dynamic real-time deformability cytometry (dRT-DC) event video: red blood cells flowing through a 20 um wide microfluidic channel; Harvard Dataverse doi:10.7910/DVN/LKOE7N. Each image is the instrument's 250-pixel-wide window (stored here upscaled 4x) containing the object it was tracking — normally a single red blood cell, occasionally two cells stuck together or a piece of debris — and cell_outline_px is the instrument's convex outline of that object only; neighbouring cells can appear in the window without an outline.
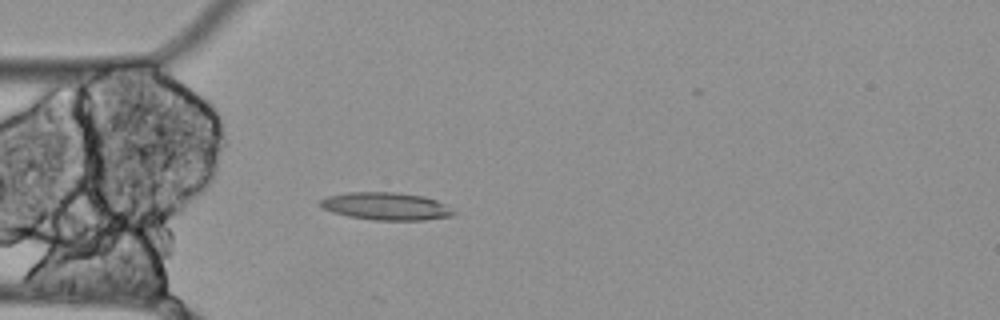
{"species": "Egyptian fruit bat (a non-hibernating species)", "species_latin": "Rousettus aegyptiacus", "temperature_condition": "cold", "stored_images_in_passage": 30, "segment_of_instrument_passage": [1, 2], "camera_frame_rate_fps": 3000, "um_per_image_px": 0.085, "animal": {"sex": "female"}, "frame": {"image": 1, "passage_image": 15, "time_ms": 4.667, "image_size_px": [1000, 320], "cell_outline_px": [[456, 212], [452, 216], [424, 220], [372, 220], [348, 216], [332, 212], [316, 204], [320, 200], [328, 196], [348, 192], [396, 192], [424, 196], [436, 200], [444, 204]], "centroid_in_image_um": [32.79, 17.53], "position_along_channel_um": 52.2, "area_um2": 21.5}}